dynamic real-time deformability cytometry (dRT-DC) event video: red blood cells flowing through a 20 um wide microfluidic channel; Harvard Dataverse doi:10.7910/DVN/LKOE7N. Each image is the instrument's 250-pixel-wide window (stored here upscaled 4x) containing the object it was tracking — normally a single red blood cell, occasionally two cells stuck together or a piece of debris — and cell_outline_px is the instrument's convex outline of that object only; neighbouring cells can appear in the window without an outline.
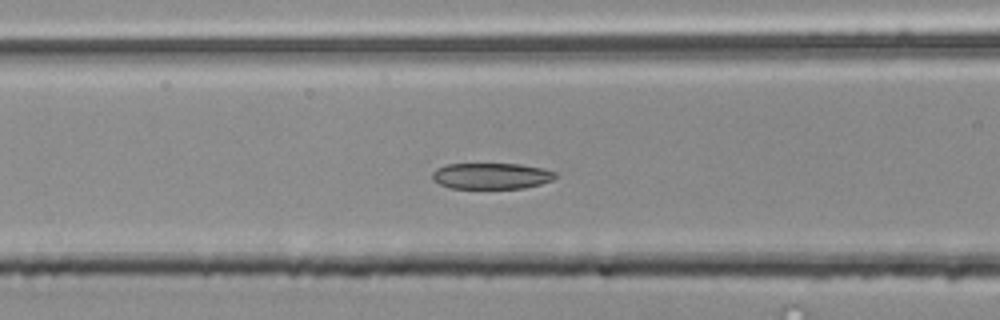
{"species": "common noctule bat (a hibernating species)", "species_latin": "Nyctalus noctula", "temperature_condition": "room temperature", "stored_images_in_passage": 54, "camera_frame_rate_fps": 3000, "um_per_image_px": 0.085, "animal": {"sex": "male", "body_mass_g": 20.4}, "frame": {"image": 1, "passage_image": 21, "time_ms": 6.667, "image_size_px": [1000, 320], "cell_outline_px": [[556, 176], [552, 180], [540, 184], [524, 188], [452, 188], [440, 184], [432, 180], [432, 172], [436, 168], [448, 164], [520, 164], [544, 168], [556, 172]], "centroid_in_image_um": [41.77, 14.95], "position_along_channel_um": 124.8, "area_um2": 18.73}}
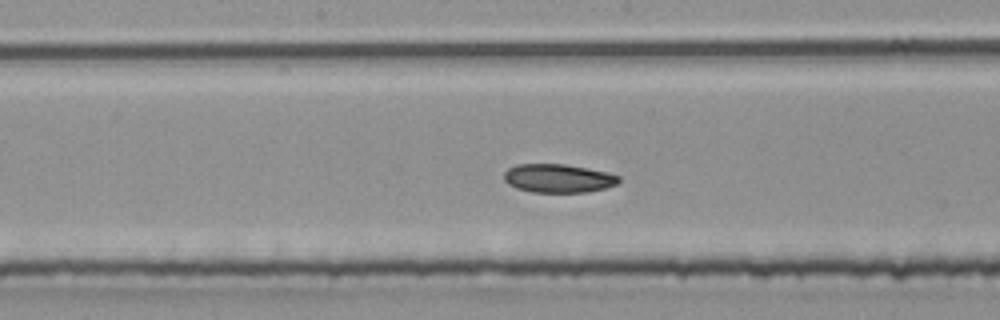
{"frame": {"image": 2, "passage_image": 27, "time_ms": 8.667, "image_size_px": [1000, 320], "cell_outline_px": [[620, 180], [616, 184], [604, 188], [588, 192], [532, 192], [516, 188], [508, 184], [504, 180], [504, 172], [508, 168], [516, 164], [564, 164], [608, 172], [620, 176]], "centroid_in_image_um": [47.43, 15.15], "position_along_channel_um": 200.8, "area_um2": 19.13}}
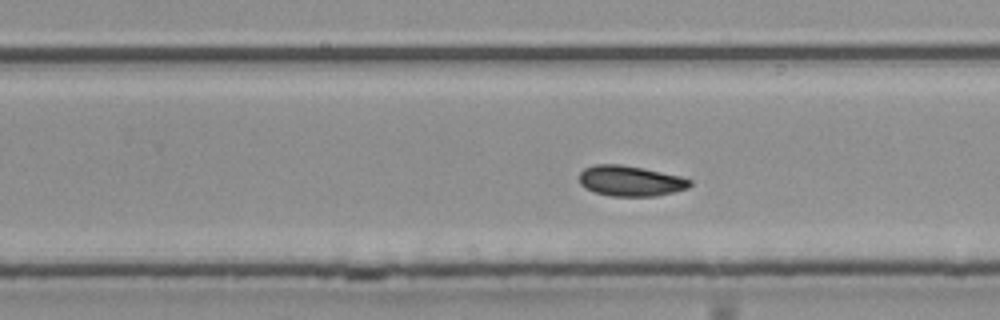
{"frame": {"image": 3, "passage_image": 33, "time_ms": 10.667, "image_size_px": [1000, 320], "cell_outline_px": [[692, 184], [688, 188], [656, 196], [612, 196], [596, 192], [584, 188], [580, 184], [580, 172], [584, 168], [596, 164], [620, 164], [644, 168], [680, 176], [688, 180]], "centroid_in_image_um": [53.56, 15.37], "position_along_channel_um": 276.2, "area_um2": 19.54}, "authors_computed_cell_mechanics": {"area_um2": 19.7387, "velocity_mm_per_s": 3.798, "shape_relaxation_time_tau1_ms": 5.4578, "shape_relaxation_time_tau2_ms": 4.6471, "deformation_change_tau1": 0.106, "deformation_change_tau2": 0.0713}}